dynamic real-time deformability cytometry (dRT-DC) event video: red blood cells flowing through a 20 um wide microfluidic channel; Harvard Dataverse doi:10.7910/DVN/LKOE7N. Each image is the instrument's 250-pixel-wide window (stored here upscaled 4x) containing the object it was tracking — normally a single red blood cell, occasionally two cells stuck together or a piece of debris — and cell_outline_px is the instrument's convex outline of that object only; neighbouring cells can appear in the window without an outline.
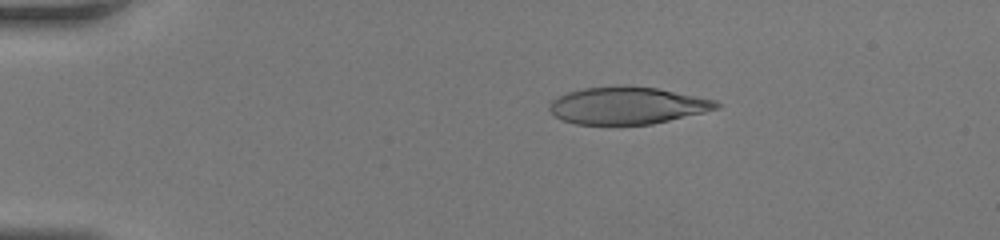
{"species": "human", "species_latin": "Homo sapiens", "temperature_condition": "room temperature", "stored_images_in_passage": 46, "camera_frame_rate_fps": 3000, "um_per_image_px": 0.085, "donor": {"sex": "female"}, "frame": {"image": 1, "passage_image": 10, "time_ms": 3.0, "image_size_px": [1000, 240], "cell_outline_px": [[720, 108], [704, 112], [652, 124], [576, 124], [560, 120], [548, 108], [552, 100], [568, 92], [584, 88], [656, 88], [716, 100], [720, 104]], "centroid_in_image_um": [53.33, 9.01], "position_along_channel_um": 31.7, "area_um2": 35.14}}
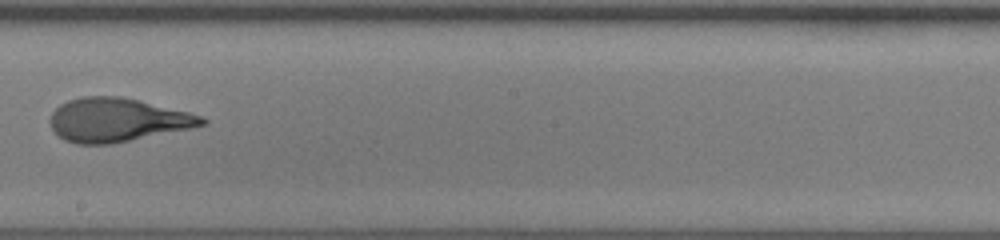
{"frame": {"image": 2, "passage_image": 28, "time_ms": 9.0, "image_size_px": [1000, 240], "cell_outline_px": [[208, 124], [112, 144], [76, 144], [64, 140], [56, 136], [52, 128], [52, 112], [60, 104], [68, 100], [80, 96], [120, 96], [188, 112], [200, 116], [208, 120]], "centroid_in_image_um": [9.93, 10.2], "position_along_channel_um": 238.3, "area_um2": 38.32}}
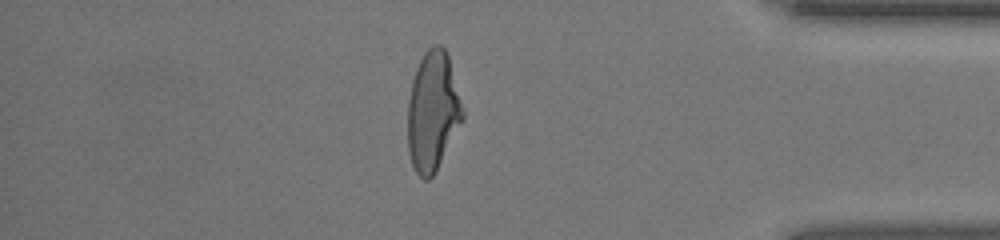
{"frame": {"image": 3, "passage_image": 40, "time_ms": 13.0, "image_size_px": [1000, 240], "cell_outline_px": [[464, 120], [436, 172], [428, 180], [424, 180], [416, 172], [412, 164], [408, 152], [408, 100], [412, 80], [416, 68], [424, 52], [432, 44], [440, 44], [444, 48], [448, 56], [464, 108]], "centroid_in_image_um": [36.8, 9.48], "position_along_channel_um": 398.4, "area_um2": 38.67}}